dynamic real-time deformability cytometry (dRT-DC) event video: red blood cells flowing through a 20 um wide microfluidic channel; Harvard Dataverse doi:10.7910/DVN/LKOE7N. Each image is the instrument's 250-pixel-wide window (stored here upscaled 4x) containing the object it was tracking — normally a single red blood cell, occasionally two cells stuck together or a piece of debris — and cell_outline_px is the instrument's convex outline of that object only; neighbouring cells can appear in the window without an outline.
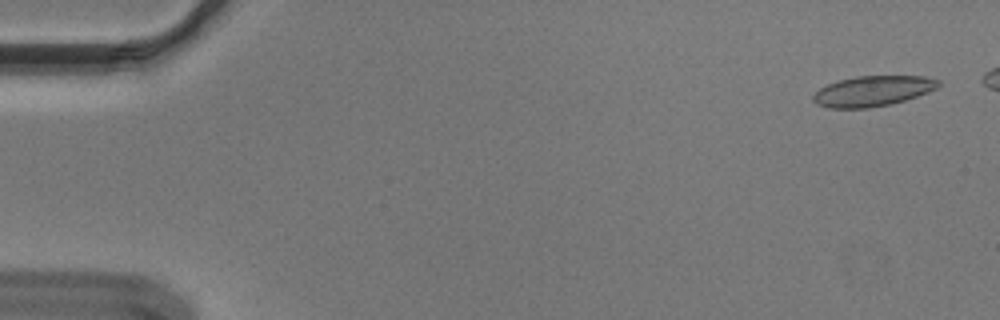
{"species": "Egyptian fruit bat (a non-hibernating species)", "species_latin": "Rousettus aegyptiacus", "temperature_condition": "cold", "stored_images_in_passage": 50, "camera_frame_rate_fps": 3000, "um_per_image_px": 0.085, "animal": {"sex": "male"}, "frame": {"image": 1, "passage_image": 2, "time_ms": 0.333, "image_size_px": [1000, 320], "cell_outline_px": [[940, 84], [936, 88], [928, 92], [904, 100], [888, 104], [868, 108], [828, 108], [816, 104], [812, 100], [812, 96], [820, 88], [828, 84], [840, 80], [856, 76], [924, 76], [940, 80]], "centroid_in_image_um": [74.16, 7.74], "position_along_channel_um": 10.8, "area_um2": 22.02}}
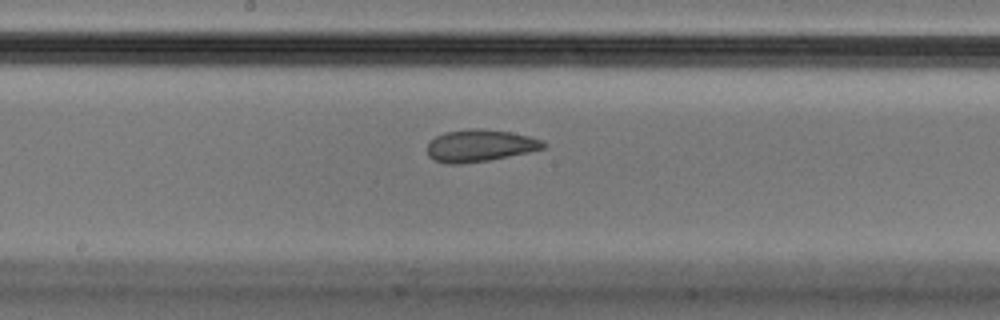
{"frame": {"image": 2, "passage_image": 29, "time_ms": 9.333, "image_size_px": [1000, 320], "cell_outline_px": [[548, 144], [544, 148], [528, 152], [488, 160], [460, 164], [448, 164], [432, 160], [428, 156], [428, 144], [436, 136], [444, 132], [468, 128], [480, 128], [508, 132], [528, 136], [544, 140]], "centroid_in_image_um": [40.78, 12.37], "position_along_channel_um": 207.4, "area_um2": 21.73}}
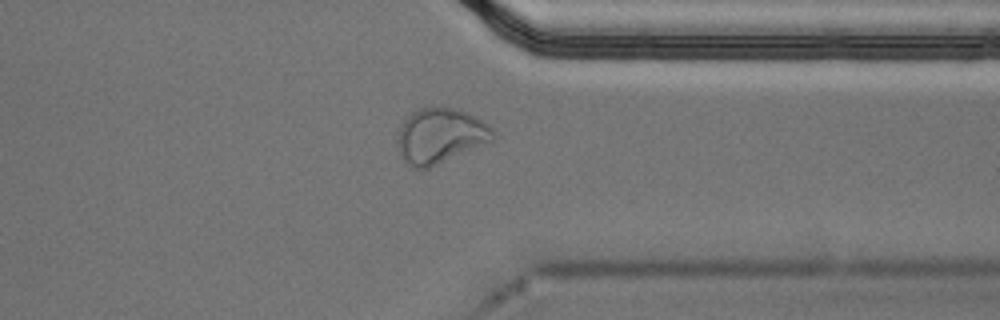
{"frame": {"image": 3, "passage_image": 43, "time_ms": 14.0, "image_size_px": [1000, 320], "cell_outline_px": [[496, 136], [492, 140], [428, 168], [412, 168], [400, 156], [396, 144], [396, 140], [400, 124], [416, 108], [456, 108], [468, 112], [484, 120], [496, 132]], "centroid_in_image_um": [37.4, 11.52], "position_along_channel_um": 374.0, "area_um2": 30.69}}